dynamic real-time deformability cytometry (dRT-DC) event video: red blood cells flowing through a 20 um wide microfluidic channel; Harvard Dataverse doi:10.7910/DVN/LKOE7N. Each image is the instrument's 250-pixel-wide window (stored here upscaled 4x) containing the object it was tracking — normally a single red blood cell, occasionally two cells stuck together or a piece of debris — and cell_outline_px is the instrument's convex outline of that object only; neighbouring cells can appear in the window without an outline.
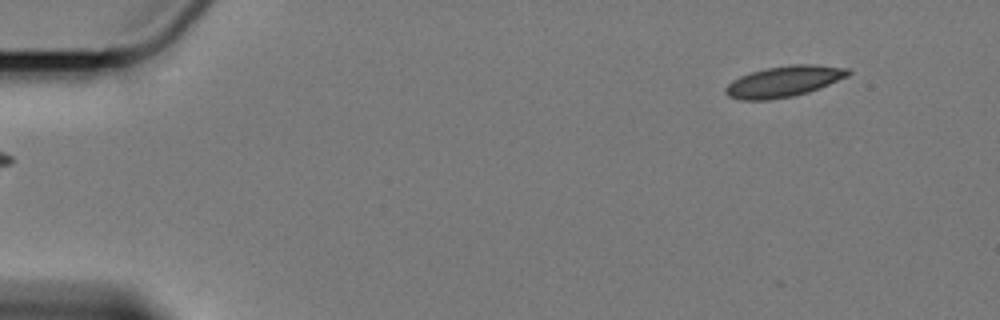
{"species": "Egyptian fruit bat (a non-hibernating species)", "species_latin": "Rousettus aegyptiacus", "temperature_condition": "cold", "stored_images_in_passage": 3, "camera_frame_rate_fps": 3000, "um_per_image_px": 0.085, "animal": {"sex": "female"}, "frame": {"image": 1, "passage_image": 3, "time_ms": 2.333, "image_size_px": [1000, 320], "cell_outline_px": [[852, 72], [848, 76], [820, 88], [808, 92], [792, 96], [768, 100], [740, 100], [728, 96], [724, 92], [724, 88], [732, 80], [740, 76], [764, 68], [788, 64], [816, 64], [848, 68]], "centroid_in_image_um": [66.63, 6.91], "position_along_channel_um": 18.4, "area_um2": 22.31}}